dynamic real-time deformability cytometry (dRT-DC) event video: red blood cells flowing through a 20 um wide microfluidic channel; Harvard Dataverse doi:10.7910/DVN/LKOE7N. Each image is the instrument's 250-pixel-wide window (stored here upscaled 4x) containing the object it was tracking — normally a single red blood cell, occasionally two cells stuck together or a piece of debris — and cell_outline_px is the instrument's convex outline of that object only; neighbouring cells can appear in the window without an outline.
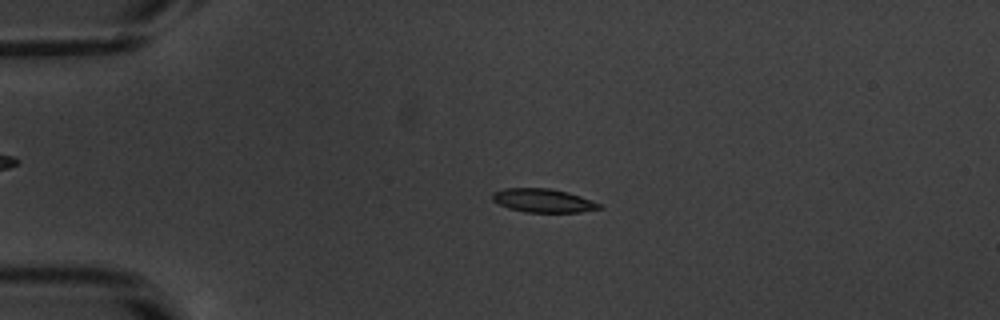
{"species": "common noctule bat (a hibernating species)", "species_latin": "Nyctalus noctula", "temperature_condition": "warm", "stored_images_in_passage": 54, "camera_frame_rate_fps": 3000, "um_per_image_px": 0.085, "animal": {"sex": "male", "body_mass_g": 20.1, "forearm_length_mm": 53.5}, "frame": {"image": 1, "passage_image": 13, "time_ms": 4.0, "image_size_px": [1000, 320], "cell_outline_px": [[604, 208], [580, 212], [528, 212], [508, 208], [492, 200], [492, 192], [504, 188], [548, 188], [568, 192], [580, 196], [600, 204]], "centroid_in_image_um": [46.16, 17.04], "position_along_channel_um": 38.8, "area_um2": 14.62}}
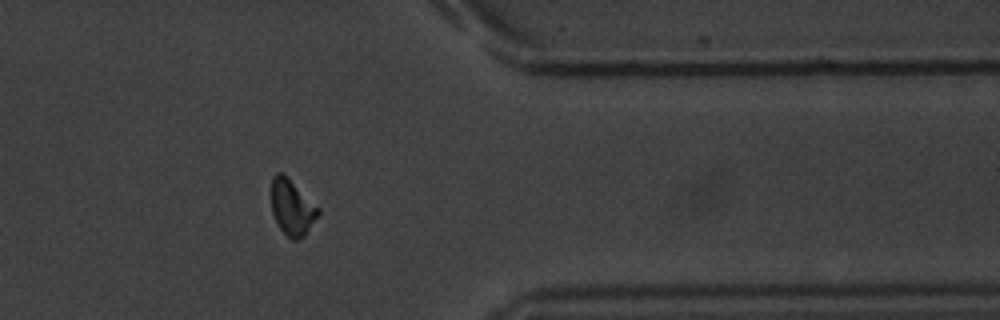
{"frame": {"image": 2, "passage_image": 44, "time_ms": 14.333, "image_size_px": [1000, 320], "cell_outline_px": [[320, 212], [304, 236], [300, 240], [292, 240], [280, 228], [272, 212], [272, 176], [276, 172], [284, 172], [320, 208]], "centroid_in_image_um": [24.83, 17.59], "position_along_channel_um": 386.6, "area_um2": 15.26}}
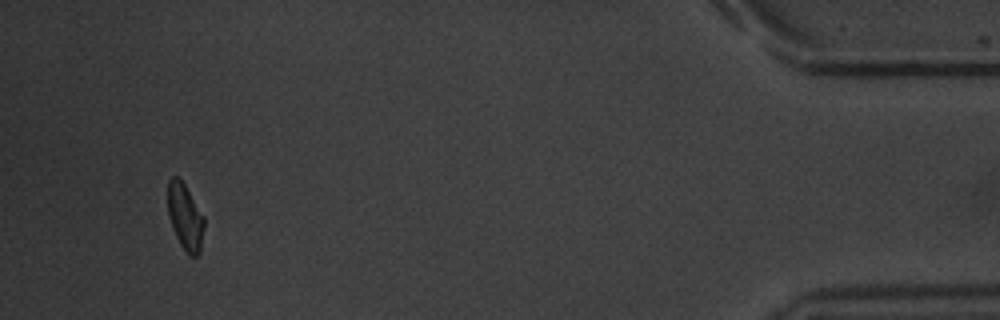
{"frame": {"image": 3, "passage_image": 51, "time_ms": 16.667, "image_size_px": [1000, 320], "cell_outline_px": [[204, 228], [200, 252], [196, 256], [188, 256], [180, 244], [176, 236], [168, 212], [168, 180], [172, 176], [180, 176], [204, 216]], "centroid_in_image_um": [15.75, 18.41], "position_along_channel_um": 419.5, "area_um2": 14.1}, "authors_computed_cell_mechanics": {"area_um2": 14.7679, "velocity_mm_per_s": 3.8364, "shape_relaxation_time_tau1_ms": 2.4965, "shape_relaxation_time_tau2_ms": 4.568, "deformation_change_tau1": 0.1318, "deformation_change_tau2": 0.0999}}